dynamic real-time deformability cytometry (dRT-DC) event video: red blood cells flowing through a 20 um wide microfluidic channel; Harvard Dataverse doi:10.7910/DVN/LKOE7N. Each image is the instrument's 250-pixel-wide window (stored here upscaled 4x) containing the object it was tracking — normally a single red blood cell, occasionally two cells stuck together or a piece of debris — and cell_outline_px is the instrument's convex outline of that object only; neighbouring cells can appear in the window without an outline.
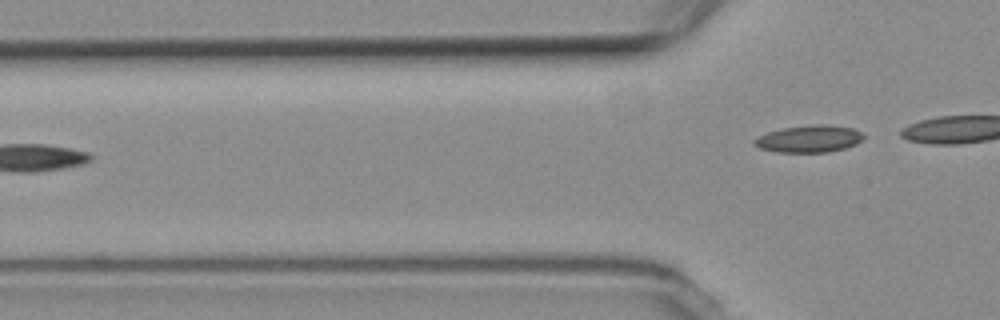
{"species": "common noctule bat (a hibernating species)", "species_latin": "Nyctalus noctula", "temperature_condition": "room temperature", "stored_images_in_passage": 6, "camera_frame_rate_fps": 3000, "um_per_image_px": 0.085, "animal": {"sex": "female", "body_mass_g": 19.3, "forearm_length_mm": 54.1}, "frame": {"image": 1, "passage_image": 6, "time_ms": 5.667, "image_size_px": [1000, 320], "cell_outline_px": [[864, 136], [856, 144], [844, 148], [828, 152], [776, 152], [760, 148], [752, 144], [752, 140], [768, 132], [784, 128], [812, 124], [824, 124], [852, 128], [860, 132]], "centroid_in_image_um": [68.74, 11.8], "position_along_channel_um": 57.1, "area_um2": 17.11}}